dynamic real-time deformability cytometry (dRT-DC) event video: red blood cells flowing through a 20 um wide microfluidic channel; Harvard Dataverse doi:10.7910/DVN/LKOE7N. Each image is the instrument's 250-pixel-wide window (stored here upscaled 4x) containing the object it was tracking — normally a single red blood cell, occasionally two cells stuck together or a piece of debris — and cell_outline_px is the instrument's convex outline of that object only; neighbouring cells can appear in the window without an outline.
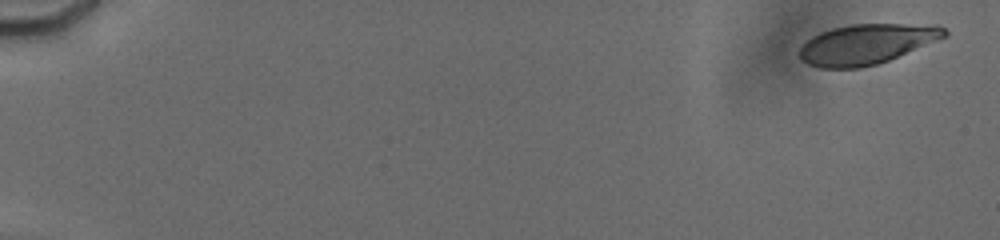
{"species": "human", "species_latin": "Homo sapiens", "temperature_condition": "cold", "stored_images_in_passage": 18, "camera_frame_rate_fps": 3000, "um_per_image_px": 0.085, "donor": {"sex": "male"}, "frame": {"image": 1, "passage_image": 1, "time_ms": 0.0, "image_size_px": [1000, 240], "cell_outline_px": [[948, 36], [888, 60], [876, 64], [860, 68], [820, 68], [808, 64], [800, 60], [800, 48], [812, 36], [820, 32], [832, 28], [852, 24], [940, 24], [948, 32]], "centroid_in_image_um": [73.68, 3.74], "position_along_channel_um": 11.3, "area_um2": 33.93}}
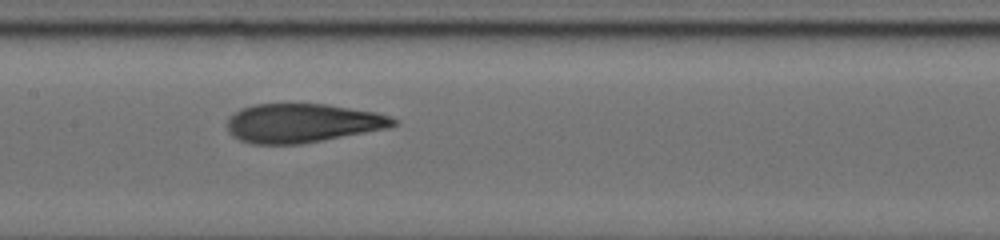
{"frame": {"image": 2, "passage_image": 15, "time_ms": 9.333, "image_size_px": [1000, 240], "cell_outline_px": [[396, 124], [388, 128], [324, 140], [300, 144], [252, 144], [240, 140], [232, 136], [228, 128], [228, 120], [240, 108], [256, 104], [324, 104], [376, 112], [388, 116], [396, 120]], "centroid_in_image_um": [25.69, 10.47], "position_along_channel_um": 181.7, "area_um2": 37.4}}
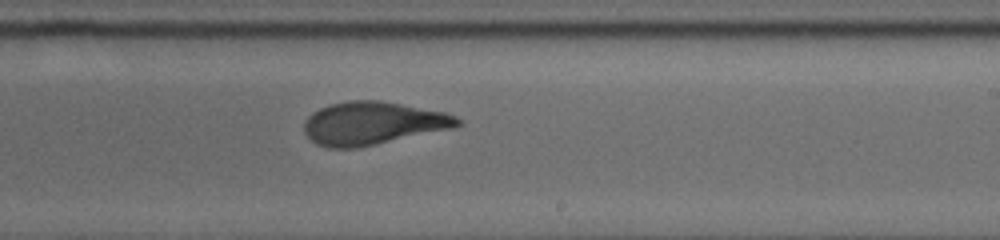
{"frame": {"image": 3, "passage_image": 18, "time_ms": 11.333, "image_size_px": [1000, 240], "cell_outline_px": [[460, 124], [452, 128], [356, 148], [328, 148], [316, 144], [304, 132], [304, 120], [312, 112], [328, 104], [348, 100], [380, 100], [444, 112], [456, 116], [460, 120]], "centroid_in_image_um": [31.63, 10.47], "position_along_channel_um": 257.4, "area_um2": 38.21}}